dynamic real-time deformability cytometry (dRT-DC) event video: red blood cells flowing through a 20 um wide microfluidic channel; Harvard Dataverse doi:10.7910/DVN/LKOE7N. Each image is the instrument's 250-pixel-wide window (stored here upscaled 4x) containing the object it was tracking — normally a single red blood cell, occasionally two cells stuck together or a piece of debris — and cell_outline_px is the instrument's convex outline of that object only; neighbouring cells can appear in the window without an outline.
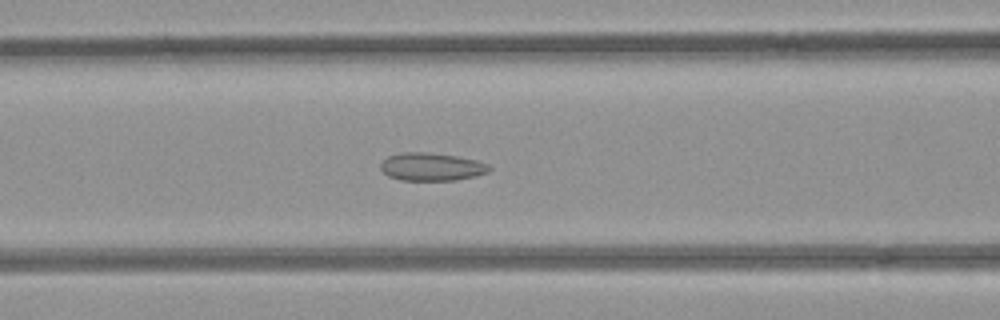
{"species": "common noctule bat (a hibernating species)", "species_latin": "Nyctalus noctula", "temperature_condition": "room temperature", "stored_images_in_passage": 52, "camera_frame_rate_fps": 3000, "um_per_image_px": 0.085, "animal": {"sex": "female", "body_mass_g": 21.9}, "frame": {"image": 1, "passage_image": 21, "time_ms": 6.667, "image_size_px": [1000, 320], "cell_outline_px": [[492, 168], [488, 172], [476, 176], [456, 180], [400, 180], [388, 176], [380, 168], [380, 164], [388, 156], [400, 152], [424, 152], [456, 156], [476, 160], [488, 164]], "centroid_in_image_um": [36.68, 14.18], "position_along_channel_um": 129.9, "area_um2": 17.69}}
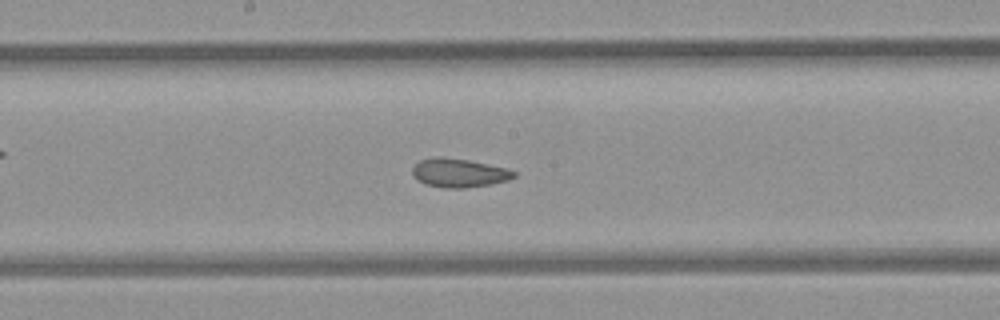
{"frame": {"image": 2, "passage_image": 27, "time_ms": 8.667, "image_size_px": [1000, 320], "cell_outline_px": [[516, 176], [508, 180], [492, 184], [464, 188], [444, 188], [424, 184], [416, 180], [412, 176], [412, 168], [420, 160], [436, 156], [440, 156], [468, 160], [508, 168], [516, 172]], "centroid_in_image_um": [39.0, 14.7], "position_along_channel_um": 209.2, "area_um2": 17.22}}
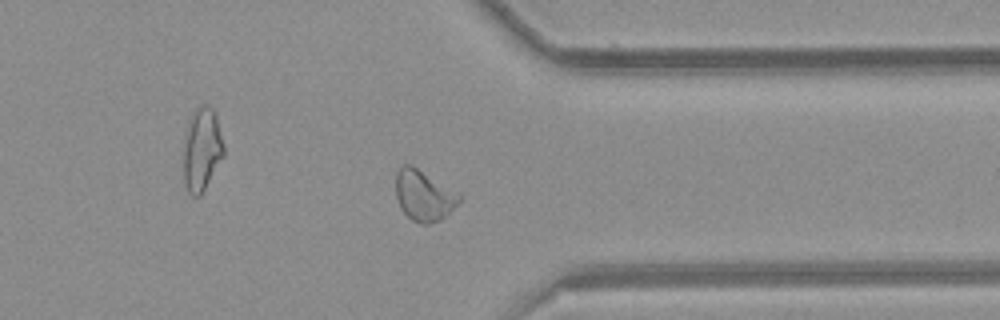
{"frame": {"image": 3, "passage_image": 40, "time_ms": 13.0, "image_size_px": [1000, 320], "cell_outline_px": [[460, 200], [440, 220], [428, 224], [420, 224], [412, 220], [400, 208], [396, 196], [396, 172], [404, 164], [412, 164], [460, 192]], "centroid_in_image_um": [36.02, 16.59], "position_along_channel_um": 375.4, "area_um2": 18.84}, "authors_computed_cell_mechanics": {"area_um2": 19.1318, "velocity_mm_per_s": 3.9568, "shape_relaxation_time_tau1_ms": null, "shape_relaxation_time_tau2_ms": 1.6482, "deformation_change_tau1": null, "deformation_change_tau2": 0.0799}}